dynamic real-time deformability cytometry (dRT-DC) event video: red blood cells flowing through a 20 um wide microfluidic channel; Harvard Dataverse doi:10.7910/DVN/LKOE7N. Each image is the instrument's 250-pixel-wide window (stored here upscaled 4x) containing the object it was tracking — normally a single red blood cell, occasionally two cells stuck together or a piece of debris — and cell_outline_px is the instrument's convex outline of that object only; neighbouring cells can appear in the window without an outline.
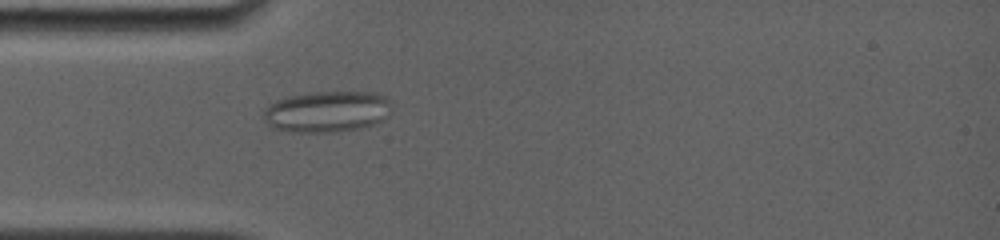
{"species": "common noctule bat (a hibernating species)", "species_latin": "Nyctalus noctula", "temperature_condition": "room temperature", "stored_images_in_passage": 58, "camera_frame_rate_fps": 4000, "um_per_image_px": 0.085, "animal": {"sex": "female", "body_mass_g": 19.0, "forearm_length_mm": 56.7}, "frame": {"image": 1, "passage_image": 17, "time_ms": 5.0, "image_size_px": [1000, 240], "cell_outline_px": [[392, 112], [388, 116], [372, 124], [360, 128], [336, 132], [288, 132], [276, 128], [268, 124], [264, 120], [264, 108], [268, 104], [276, 100], [288, 96], [312, 92], [380, 92], [388, 96], [392, 100]], "centroid_in_image_um": [27.85, 9.47], "position_along_channel_um": 57.2, "area_um2": 31.27}}
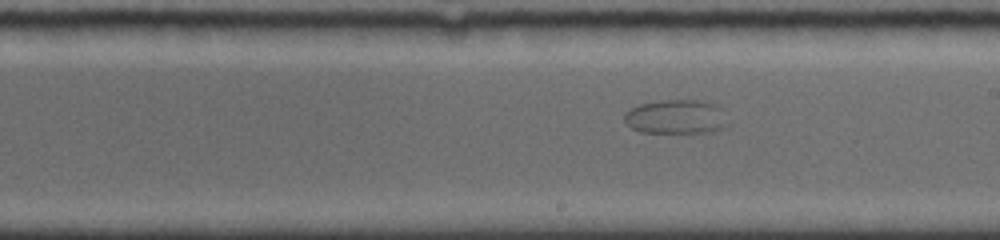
{"frame": {"image": 2, "passage_image": 33, "time_ms": 10.0, "image_size_px": [1000, 240], "cell_outline_px": [[728, 124], [724, 128], [712, 132], [640, 132], [632, 128], [624, 120], [624, 112], [640, 104], [664, 100], [696, 100], [712, 104], [724, 108]], "centroid_in_image_um": [57.5, 9.93], "position_along_channel_um": 231.5, "area_um2": 20.63}}
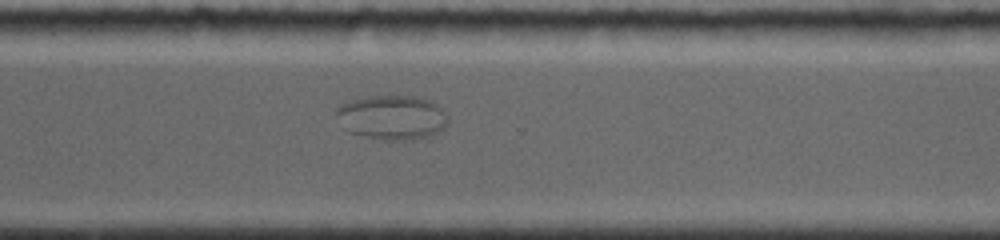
{"frame": {"image": 3, "passage_image": 43, "time_ms": 13.0, "image_size_px": [1000, 240], "cell_outline_px": [[448, 120], [436, 132], [428, 136], [404, 140], [388, 140], [348, 132], [344, 128], [336, 116], [336, 108], [340, 104], [348, 100], [368, 96], [416, 96], [428, 100], [436, 104], [448, 116]], "centroid_in_image_um": [33.26, 9.95], "position_along_channel_um": 337.3, "area_um2": 28.55}}